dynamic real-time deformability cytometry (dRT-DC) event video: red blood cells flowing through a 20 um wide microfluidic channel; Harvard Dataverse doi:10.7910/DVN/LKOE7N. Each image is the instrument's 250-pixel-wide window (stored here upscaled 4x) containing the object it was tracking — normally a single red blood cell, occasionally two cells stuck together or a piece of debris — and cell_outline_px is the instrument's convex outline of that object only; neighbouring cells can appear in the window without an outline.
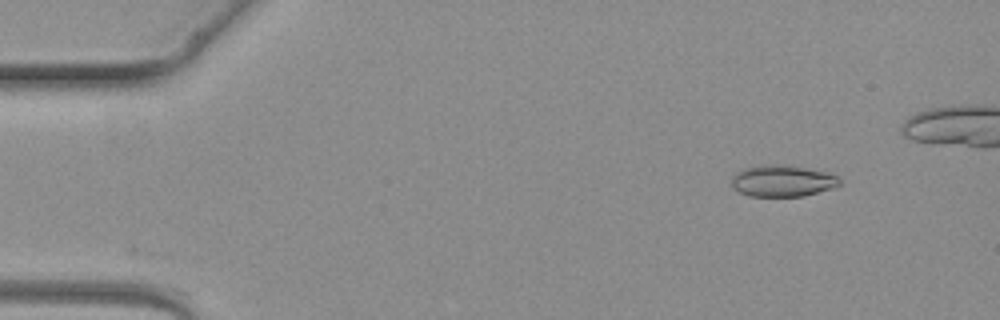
{"species": "common noctule bat (a hibernating species)", "species_latin": "Nyctalus noctula", "temperature_condition": "warm", "stored_images_in_passage": 4, "camera_frame_rate_fps": 3000, "um_per_image_px": 0.085, "animal": {"sex": "female", "body_mass_g": 19.3, "forearm_length_mm": 54.1}, "frame": {"image": 1, "passage_image": 1, "time_ms": 0.0, "image_size_px": [1000, 320], "cell_outline_px": [[840, 184], [832, 188], [804, 196], [748, 196], [732, 188], [732, 176], [736, 172], [744, 168], [764, 164], [780, 164], [804, 168], [824, 172], [840, 176]], "centroid_in_image_um": [66.48, 15.38], "position_along_channel_um": 18.5, "area_um2": 19.83}}